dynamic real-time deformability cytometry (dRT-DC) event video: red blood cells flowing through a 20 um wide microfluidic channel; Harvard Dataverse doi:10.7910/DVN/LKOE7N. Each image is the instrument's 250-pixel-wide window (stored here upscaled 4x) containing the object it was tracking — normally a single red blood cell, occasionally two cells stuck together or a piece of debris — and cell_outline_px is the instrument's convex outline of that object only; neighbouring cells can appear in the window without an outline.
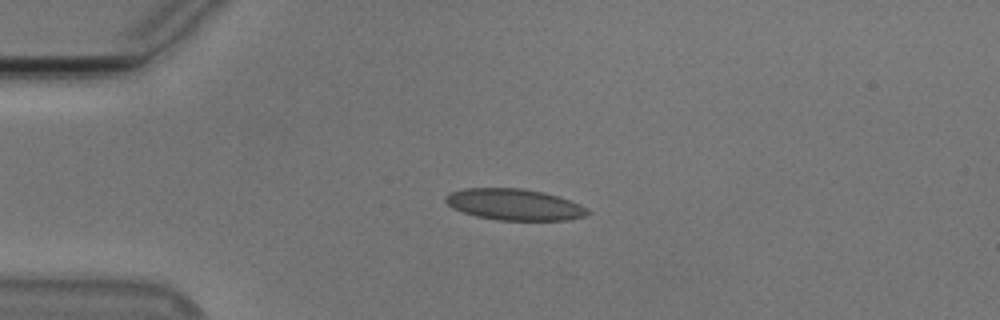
{"species": "Egyptian fruit bat (a non-hibernating species)", "species_latin": "Rousettus aegyptiacus", "temperature_condition": "cold", "stored_images_in_passage": 42, "camera_frame_rate_fps": 3000, "um_per_image_px": 0.085, "animal": {"sex": "male"}, "frame": {"image": 1, "passage_image": 1, "time_ms": 0.0, "image_size_px": [1000, 320], "cell_outline_px": [[592, 212], [584, 216], [568, 220], [496, 220], [476, 216], [452, 208], [444, 200], [444, 196], [452, 192], [464, 188], [524, 188], [544, 192], [580, 204], [588, 208]], "centroid_in_image_um": [43.72, 17.38], "position_along_channel_um": 41.3, "area_um2": 25.95}}
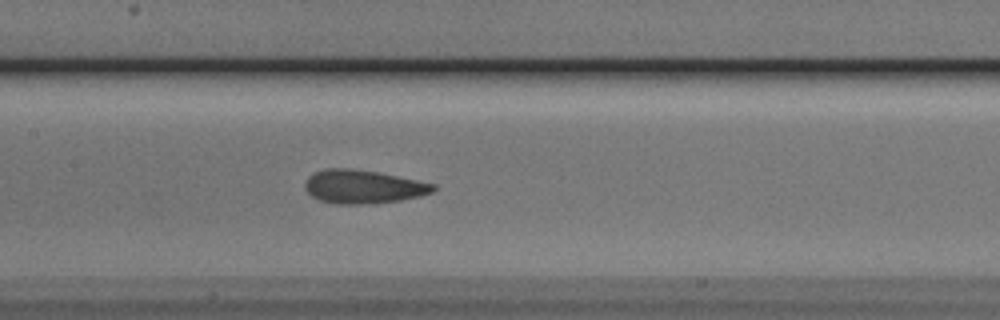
{"frame": {"image": 2, "passage_image": 14, "time_ms": 4.333, "image_size_px": [1000, 320], "cell_outline_px": [[436, 188], [432, 192], [420, 196], [400, 200], [372, 204], [336, 204], [320, 200], [312, 196], [304, 188], [304, 184], [308, 176], [316, 172], [328, 168], [352, 168], [376, 172], [436, 184]], "centroid_in_image_um": [30.85, 15.88], "position_along_channel_um": 176.6, "area_um2": 24.97}}
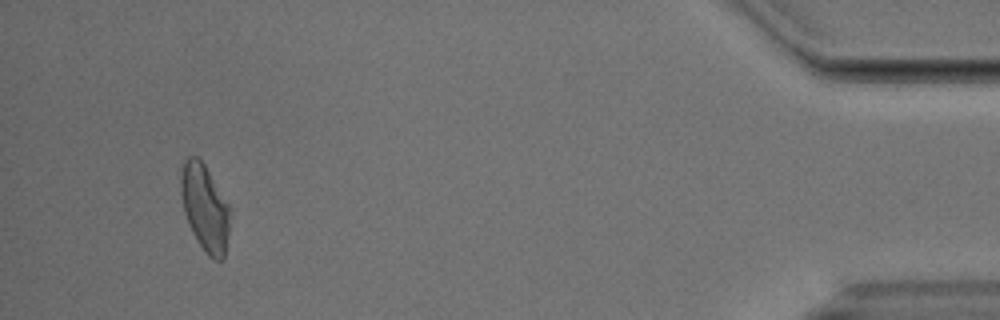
{"frame": {"image": 3, "passage_image": 39, "time_ms": 12.667, "image_size_px": [1000, 320], "cell_outline_px": [[228, 236], [224, 260], [212, 260], [208, 256], [196, 240], [188, 224], [184, 212], [180, 192], [180, 180], [184, 160], [188, 156], [196, 156], [204, 164], [228, 204]], "centroid_in_image_um": [17.39, 17.69], "position_along_channel_um": 417.8, "area_um2": 24.57}, "authors_computed_cell_mechanics": {"area_um2": 24.7384, "velocity_mm_per_s": 3.7704, "shape_relaxation_time_tau1_ms": 9.6037, "shape_relaxation_time_tau2_ms": 1.7662, "deformation_change_tau1": 0.1764, "deformation_change_tau2": 0.0966}}